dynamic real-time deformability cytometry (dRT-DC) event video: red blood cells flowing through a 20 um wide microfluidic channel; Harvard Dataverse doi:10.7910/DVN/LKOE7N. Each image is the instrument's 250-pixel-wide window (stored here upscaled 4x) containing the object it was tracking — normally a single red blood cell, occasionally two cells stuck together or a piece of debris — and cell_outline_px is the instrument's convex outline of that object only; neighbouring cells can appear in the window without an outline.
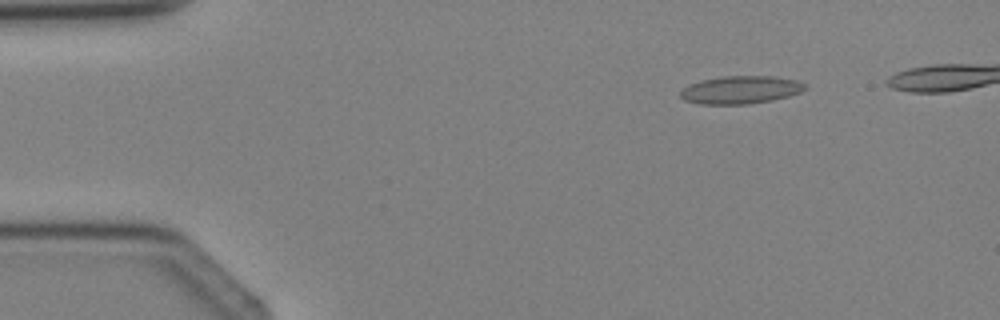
{"species": "Egyptian fruit bat (a non-hibernating species)", "species_latin": "Rousettus aegyptiacus", "temperature_condition": "cold", "stored_images_in_passage": 4, "camera_frame_rate_fps": 3000, "um_per_image_px": 0.085, "animal": {"sex": "female"}, "frame": {"image": 1, "passage_image": 1, "time_ms": 0.0, "image_size_px": [1000, 320], "cell_outline_px": [[808, 88], [800, 92], [788, 96], [772, 100], [748, 104], [700, 104], [684, 100], [680, 96], [680, 88], [688, 84], [700, 80], [720, 76], [776, 76], [796, 80], [808, 84]], "centroid_in_image_um": [62.94, 7.62], "position_along_channel_um": 22.1, "area_um2": 20.58}}